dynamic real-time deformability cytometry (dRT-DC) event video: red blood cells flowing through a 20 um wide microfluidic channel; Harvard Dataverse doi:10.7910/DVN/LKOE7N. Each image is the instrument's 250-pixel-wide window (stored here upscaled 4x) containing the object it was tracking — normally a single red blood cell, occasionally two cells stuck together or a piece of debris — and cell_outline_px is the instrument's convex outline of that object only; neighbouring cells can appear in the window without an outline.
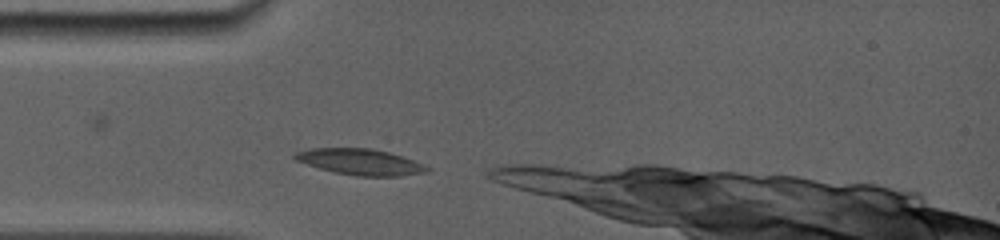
{"species": "common noctule bat (a hibernating species)", "species_latin": "Nyctalus noctula", "temperature_condition": "room temperature", "stored_images_in_passage": 9, "camera_frame_rate_fps": 5000, "um_per_image_px": 0.085, "animal": {"sex": "female", "body_mass_g": 19.0, "forearm_length_mm": 56.7}, "frame": {"image": 1, "passage_image": 1, "time_ms": 0.0, "image_size_px": [1000, 240], "cell_outline_px": [[432, 172], [400, 176], [356, 176], [336, 172], [320, 168], [296, 160], [292, 156], [296, 152], [308, 148], [372, 148], [388, 152], [424, 164], [432, 168]], "centroid_in_image_um": [30.68, 13.76], "position_along_channel_um": 54.3, "area_um2": 20.06}}
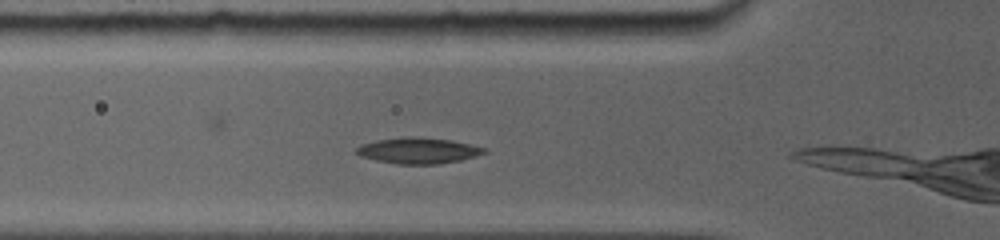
{"frame": {"image": 2, "passage_image": 4, "time_ms": 1.0, "image_size_px": [1000, 240], "cell_outline_px": [[488, 152], [476, 156], [460, 160], [440, 164], [396, 164], [376, 160], [360, 156], [356, 152], [356, 148], [360, 144], [376, 140], [404, 136], [416, 136], [452, 140], [488, 148]], "centroid_in_image_um": [35.57, 12.79], "position_along_channel_um": 90.2, "area_um2": 19.59}}
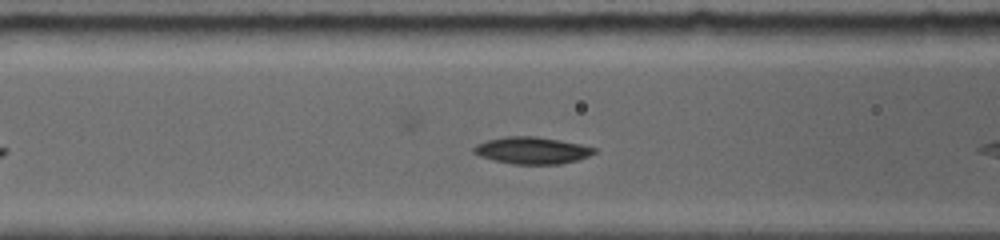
{"frame": {"image": 3, "passage_image": 7, "time_ms": 1.8, "image_size_px": [1000, 240], "cell_outline_px": [[596, 152], [588, 156], [576, 160], [560, 164], [512, 164], [492, 160], [480, 156], [472, 152], [472, 148], [476, 144], [488, 140], [504, 136], [536, 136], [580, 144], [596, 148]], "centroid_in_image_um": [45.18, 12.78], "position_along_channel_um": 121.4, "area_um2": 18.9}}